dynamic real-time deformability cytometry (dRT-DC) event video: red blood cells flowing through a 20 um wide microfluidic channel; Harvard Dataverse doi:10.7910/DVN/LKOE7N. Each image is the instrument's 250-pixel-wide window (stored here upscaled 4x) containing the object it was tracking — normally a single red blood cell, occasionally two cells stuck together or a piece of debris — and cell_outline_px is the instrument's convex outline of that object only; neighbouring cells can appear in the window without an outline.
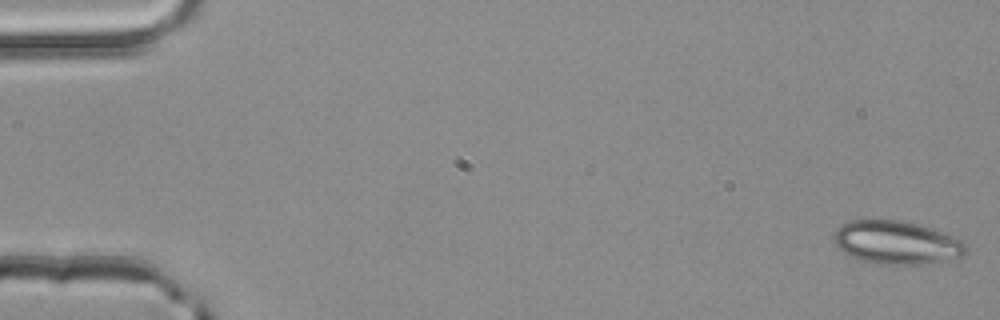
{"species": "common noctule bat (a hibernating species)", "species_latin": "Nyctalus noctula", "temperature_condition": "room temperature", "stored_images_in_passage": 51, "camera_frame_rate_fps": 3000, "um_per_image_px": 0.085, "animal": {"sex": "male", "body_mass_g": 20.4}, "frame": {"image": 1, "passage_image": 1, "time_ms": 0.0, "image_size_px": [1000, 320], "cell_outline_px": [[968, 252], [964, 256], [924, 264], [888, 264], [860, 260], [844, 252], [832, 240], [832, 236], [836, 228], [840, 224], [848, 220], [900, 220], [920, 224], [944, 232], [964, 240], [968, 244]], "centroid_in_image_um": [76.24, 20.59], "position_along_channel_um": 8.8, "area_um2": 33.64}}
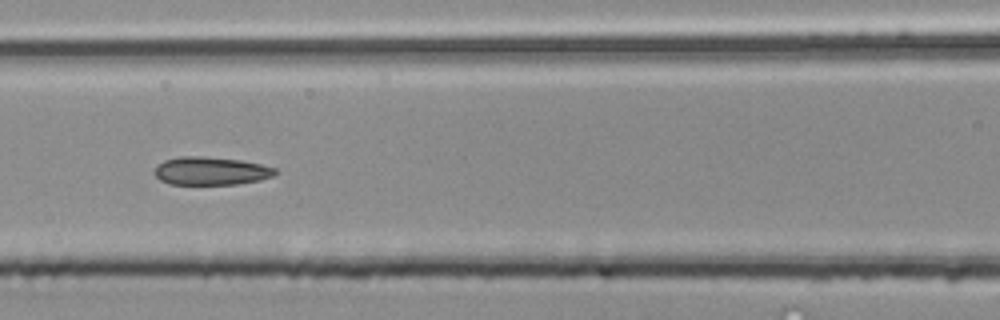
{"frame": {"image": 2, "passage_image": 23, "time_ms": 7.333, "image_size_px": [1000, 320], "cell_outline_px": [[276, 172], [272, 176], [260, 180], [236, 184], [168, 184], [160, 180], [152, 172], [156, 164], [164, 160], [180, 156], [204, 156], [240, 160], [260, 164], [276, 168]], "centroid_in_image_um": [17.86, 14.52], "position_along_channel_um": 148.7, "area_um2": 19.88}}
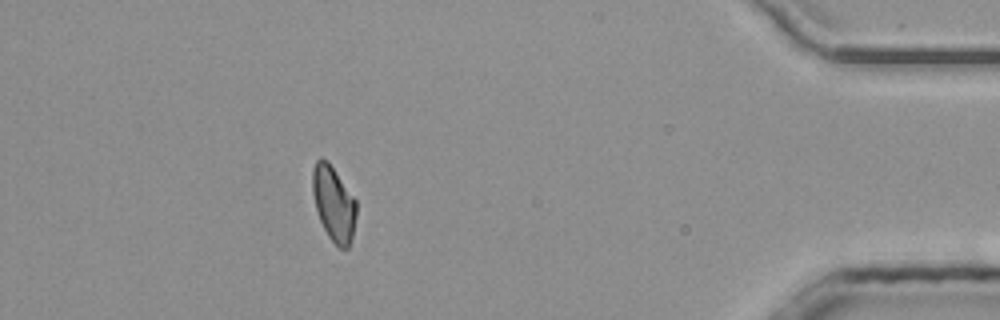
{"frame": {"image": 3, "passage_image": 46, "time_ms": 15.0, "image_size_px": [1000, 320], "cell_outline_px": [[356, 216], [352, 240], [348, 248], [340, 248], [328, 236], [320, 220], [316, 208], [312, 192], [312, 168], [316, 160], [328, 160], [356, 200]], "centroid_in_image_um": [28.36, 17.3], "position_along_channel_um": 406.8, "area_um2": 19.07}, "authors_computed_cell_mechanics": {"area_um2": 19.8832, "velocity_mm_per_s": 4.061, "shape_relaxation_time_tau1_ms": null, "shape_relaxation_time_tau2_ms": 3.8452, "deformation_change_tau1": null, "deformation_change_tau2": 0.0953}}